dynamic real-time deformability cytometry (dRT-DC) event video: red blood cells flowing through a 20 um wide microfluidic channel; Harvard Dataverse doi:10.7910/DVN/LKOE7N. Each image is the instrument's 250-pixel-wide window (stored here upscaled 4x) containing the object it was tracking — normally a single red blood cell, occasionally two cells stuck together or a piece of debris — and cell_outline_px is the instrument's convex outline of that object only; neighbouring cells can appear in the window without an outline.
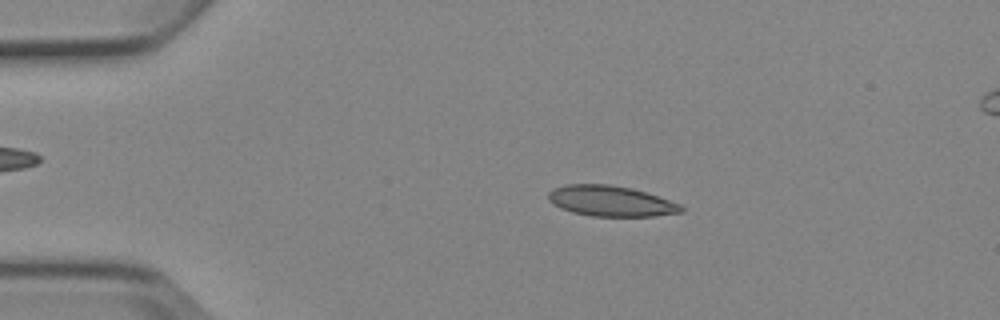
{"species": "Egyptian fruit bat (a non-hibernating species)", "species_latin": "Rousettus aegyptiacus", "temperature_condition": "cold", "stored_images_in_passage": 5, "camera_frame_rate_fps": 3000, "um_per_image_px": 0.085, "animal": {"sex": "female"}, "frame": {"image": 1, "passage_image": 3, "time_ms": 3.333, "image_size_px": [1000, 320], "cell_outline_px": [[684, 212], [652, 216], [592, 216], [572, 212], [560, 208], [548, 200], [548, 192], [552, 188], [568, 184], [608, 184], [632, 188], [680, 204], [684, 208]], "centroid_in_image_um": [51.88, 17.09], "position_along_channel_um": 33.1, "area_um2": 23.58}}